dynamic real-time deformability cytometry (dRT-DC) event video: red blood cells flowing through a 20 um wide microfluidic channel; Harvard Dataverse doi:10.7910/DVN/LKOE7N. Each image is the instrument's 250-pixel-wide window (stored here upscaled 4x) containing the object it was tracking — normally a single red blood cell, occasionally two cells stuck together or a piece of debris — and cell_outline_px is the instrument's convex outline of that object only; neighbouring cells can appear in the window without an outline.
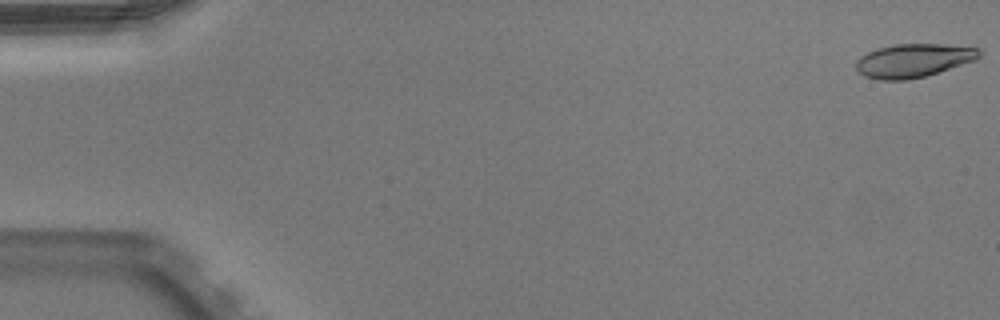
{"species": "Egyptian fruit bat (a non-hibernating species)", "species_latin": "Rousettus aegyptiacus", "temperature_condition": "warm", "stored_images_in_passage": 52, "camera_frame_rate_fps": 3000, "um_per_image_px": 0.085, "animal": {"sex": "male"}, "frame": {"image": 1, "passage_image": 1, "time_ms": 0.0, "image_size_px": [1000, 320], "cell_outline_px": [[980, 56], [976, 60], [924, 76], [908, 80], [880, 80], [864, 76], [856, 68], [856, 60], [860, 56], [876, 48], [892, 44], [944, 44], [980, 48]], "centroid_in_image_um": [77.62, 5.13], "position_along_channel_um": 7.4, "area_um2": 24.1}}
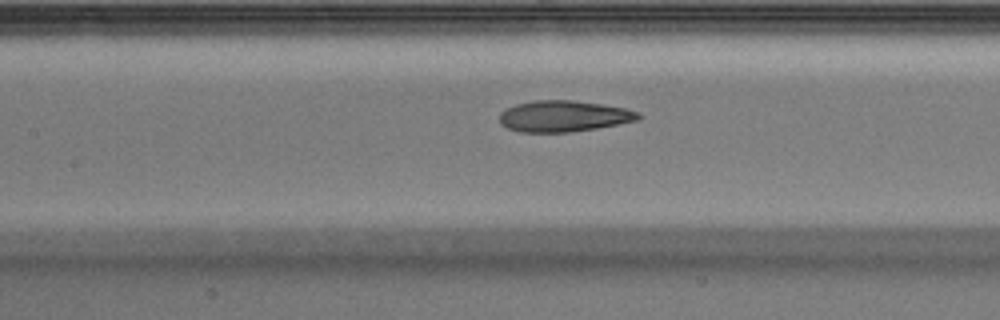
{"frame": {"image": 2, "passage_image": 24, "time_ms": 7.667, "image_size_px": [1000, 320], "cell_outline_px": [[644, 116], [636, 120], [596, 128], [572, 132], [520, 132], [508, 128], [500, 124], [500, 112], [516, 104], [536, 100], [572, 100], [600, 104], [624, 108], [640, 112]], "centroid_in_image_um": [47.91, 9.87], "position_along_channel_um": 159.5, "area_um2": 25.09}}
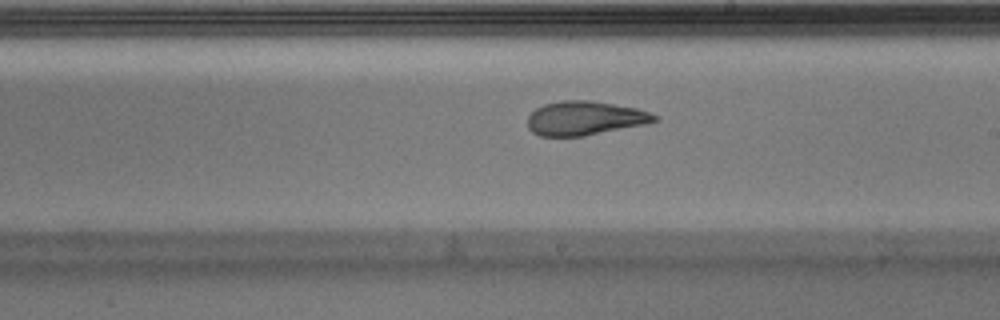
{"frame": {"image": 3, "passage_image": 30, "time_ms": 9.667, "image_size_px": [1000, 320], "cell_outline_px": [[660, 120], [648, 124], [584, 136], [540, 136], [532, 132], [528, 128], [528, 116], [536, 108], [544, 104], [560, 100], [592, 100], [636, 108], [648, 112], [656, 116]], "centroid_in_image_um": [49.72, 10.05], "position_along_channel_um": 239.3, "area_um2": 25.32}, "authors_computed_cell_mechanics": {"area_um2": 25.4609, "velocity_mm_per_s": 4.0058, "shape_relaxation_time_tau1_ms": 5.8058, "shape_relaxation_time_tau2_ms": 1.8402, "deformation_change_tau1": 0.2009, "deformation_change_tau2": 0.0928}}